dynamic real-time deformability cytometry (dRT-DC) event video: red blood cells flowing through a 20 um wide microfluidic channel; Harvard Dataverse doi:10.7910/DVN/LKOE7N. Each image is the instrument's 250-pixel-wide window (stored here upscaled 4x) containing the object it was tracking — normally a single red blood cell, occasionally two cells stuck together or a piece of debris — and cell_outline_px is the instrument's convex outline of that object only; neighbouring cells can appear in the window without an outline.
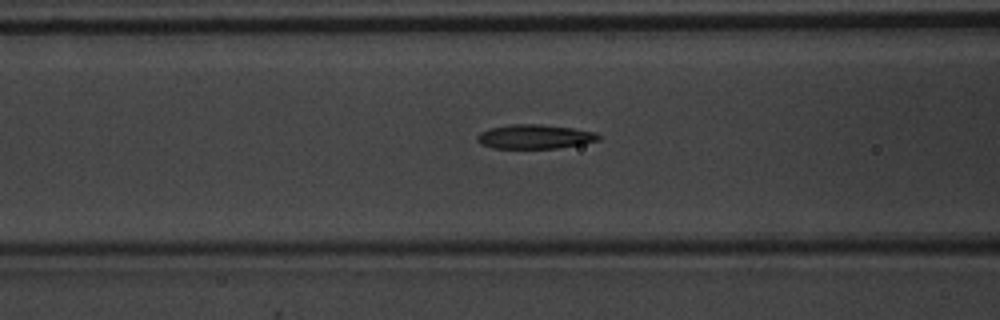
{"species": "common noctule bat (a hibernating species)", "species_latin": "Nyctalus noctula", "temperature_condition": "warm", "stored_images_in_passage": 39, "camera_frame_rate_fps": 3000, "um_per_image_px": 0.085, "animal": {"sex": "male", "body_mass_g": 20.1, "forearm_length_mm": 53.5}, "frame": {"image": 1, "passage_image": 9, "time_ms": 2.667, "image_size_px": [1000, 320], "cell_outline_px": [[600, 140], [580, 144], [556, 148], [492, 148], [480, 144], [476, 140], [476, 136], [480, 132], [492, 128], [512, 124], [536, 124], [572, 128], [596, 132], [600, 136]], "centroid_in_image_um": [45.43, 11.62], "position_along_channel_um": 121.2, "area_um2": 16.99}}
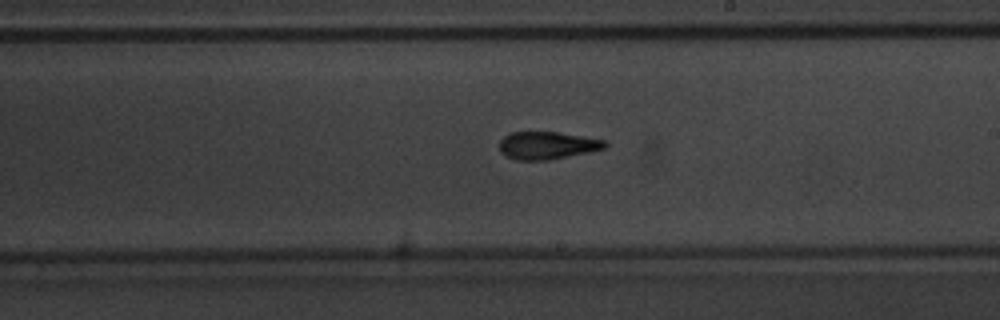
{"frame": {"image": 2, "passage_image": 18, "time_ms": 5.667, "image_size_px": [1000, 320], "cell_outline_px": [[608, 144], [604, 148], [588, 152], [548, 160], [516, 160], [500, 152], [500, 140], [508, 132], [556, 132], [584, 136], [608, 140]], "centroid_in_image_um": [46.52, 12.35], "position_along_channel_um": 242.5, "area_um2": 16.99}}
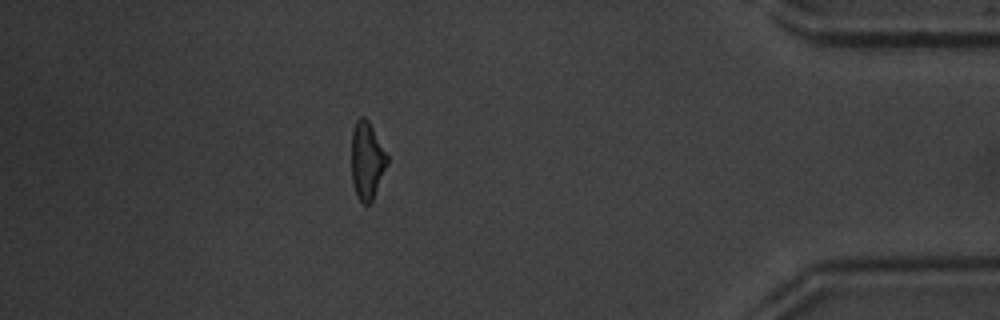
{"frame": {"image": 3, "passage_image": 33, "time_ms": 10.667, "image_size_px": [1000, 320], "cell_outline_px": [[388, 164], [372, 200], [368, 204], [364, 204], [356, 196], [352, 180], [352, 128], [356, 120], [360, 116], [364, 116], [368, 120], [388, 156]], "centroid_in_image_um": [31.18, 13.63], "position_along_channel_um": 404.0, "area_um2": 16.07}, "authors_computed_cell_mechanics": {"area_um2": 16.9354, "velocity_mm_per_s": 4.0415, "shape_relaxation_time_tau1_ms": 3.7112, "shape_relaxation_time_tau2_ms": 2.0511, "deformation_change_tau1": 0.1985, "deformation_change_tau2": 0.1243}}